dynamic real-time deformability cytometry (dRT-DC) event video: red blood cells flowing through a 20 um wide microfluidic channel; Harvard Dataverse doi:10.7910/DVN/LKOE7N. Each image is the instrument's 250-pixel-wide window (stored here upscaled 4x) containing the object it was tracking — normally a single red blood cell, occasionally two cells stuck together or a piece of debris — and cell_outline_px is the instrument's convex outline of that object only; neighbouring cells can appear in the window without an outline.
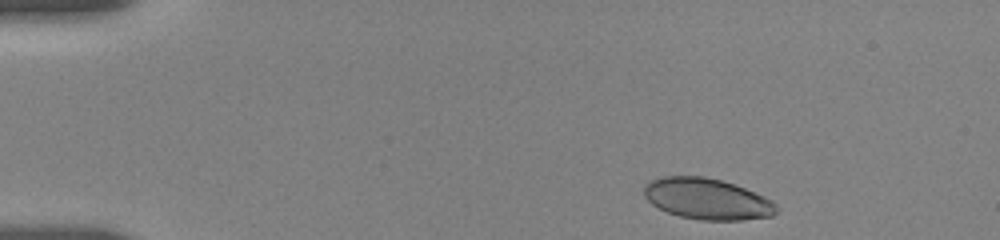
{"species": "human", "species_latin": "Homo sapiens", "temperature_condition": "room temperature", "stored_images_in_passage": 17, "camera_frame_rate_fps": 3000, "um_per_image_px": 0.085, "donor": {"sex": "female"}, "frame": {"image": 1, "passage_image": 2, "time_ms": 0.333, "image_size_px": [1000, 240], "cell_outline_px": [[780, 208], [772, 216], [740, 220], [700, 220], [680, 216], [668, 212], [652, 204], [644, 196], [644, 188], [652, 180], [664, 176], [704, 176], [720, 180], [744, 188], [764, 196], [772, 200]], "centroid_in_image_um": [60.13, 16.91], "position_along_channel_um": 24.9, "area_um2": 31.5}}
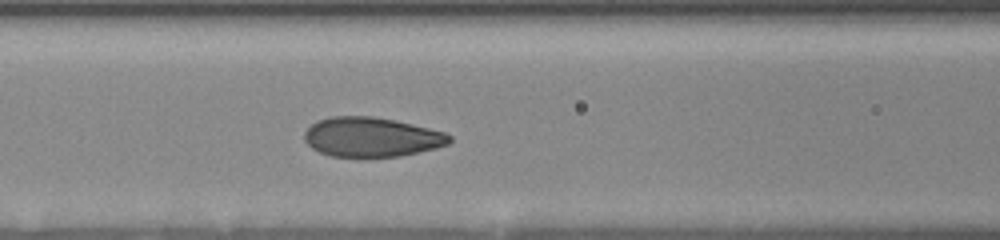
{"frame": {"image": 2, "passage_image": 11, "time_ms": 5.667, "image_size_px": [1000, 240], "cell_outline_px": [[452, 140], [448, 144], [436, 148], [420, 152], [400, 156], [328, 156], [312, 148], [304, 140], [304, 132], [316, 120], [332, 116], [372, 116], [412, 124], [444, 132], [452, 136]], "centroid_in_image_um": [31.57, 11.65], "position_along_channel_um": 135.0, "area_um2": 33.29}}
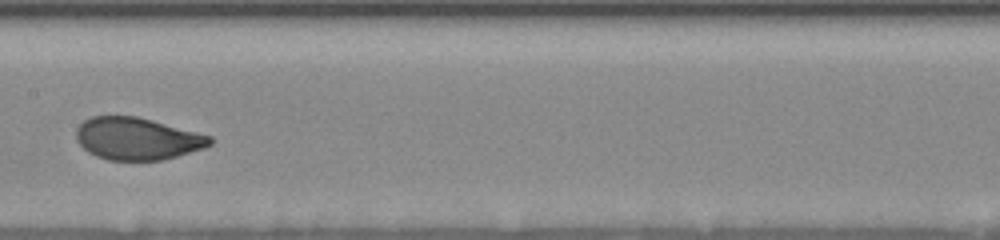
{"frame": {"image": 3, "passage_image": 15, "time_ms": 7.333, "image_size_px": [1000, 240], "cell_outline_px": [[212, 144], [204, 148], [164, 160], [108, 160], [96, 156], [88, 152], [76, 140], [76, 128], [84, 120], [92, 116], [136, 116], [152, 120], [212, 136]], "centroid_in_image_um": [11.65, 11.79], "position_along_channel_um": 195.7, "area_um2": 32.95}}